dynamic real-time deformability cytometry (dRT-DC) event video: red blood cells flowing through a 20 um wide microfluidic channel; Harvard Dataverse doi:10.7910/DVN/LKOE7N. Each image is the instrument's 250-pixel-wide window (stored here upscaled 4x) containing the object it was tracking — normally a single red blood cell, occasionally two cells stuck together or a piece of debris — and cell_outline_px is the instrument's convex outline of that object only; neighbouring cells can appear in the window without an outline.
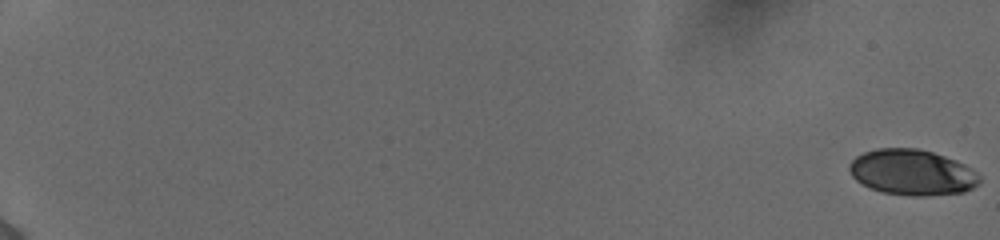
{"species": "human", "species_latin": "Homo sapiens", "temperature_condition": "cold", "stored_images_in_passage": 57, "camera_frame_rate_fps": 3000, "um_per_image_px": 0.085, "donor": {"sex": "female"}, "frame": {"image": 1, "passage_image": 1, "time_ms": 0.0, "image_size_px": [1000, 240], "cell_outline_px": [[980, 184], [964, 192], [928, 196], [908, 196], [880, 192], [868, 188], [856, 180], [852, 176], [848, 168], [848, 164], [856, 156], [864, 152], [876, 148], [916, 148], [932, 152], [956, 160], [964, 164], [976, 172], [980, 176]], "centroid_in_image_um": [77.51, 14.66], "position_along_channel_um": 7.5, "area_um2": 35.03}}
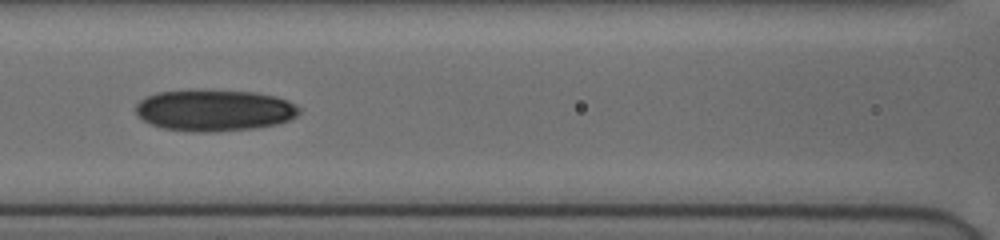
{"frame": {"image": 2, "passage_image": 30, "time_ms": 9.667, "image_size_px": [1000, 240], "cell_outline_px": [[300, 112], [296, 116], [288, 120], [276, 124], [256, 128], [212, 132], [192, 132], [164, 128], [152, 124], [136, 116], [136, 104], [140, 100], [156, 92], [188, 88], [200, 88], [256, 92], [276, 96], [288, 100], [300, 108]], "centroid_in_image_um": [18.19, 9.34], "position_along_channel_um": 148.4, "area_um2": 40.4}}
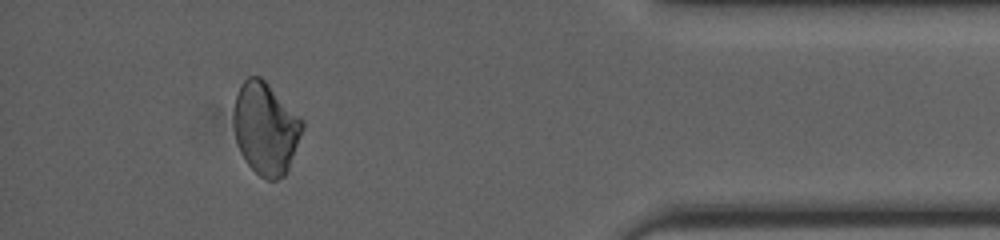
{"frame": {"image": 3, "passage_image": 53, "time_ms": 17.333, "image_size_px": [1000, 240], "cell_outline_px": [[304, 128], [288, 168], [284, 176], [276, 180], [268, 180], [260, 176], [244, 160], [240, 152], [236, 140], [232, 116], [232, 112], [236, 92], [240, 84], [248, 76], [260, 76], [304, 120]], "centroid_in_image_um": [22.55, 10.89], "position_along_channel_um": 412.6, "area_um2": 37.05}, "authors_computed_cell_mechanics": {"area_um2": 37.0498, "velocity_mm_per_s": 3.8956, "shape_relaxation_time_tau1_ms": 2.7694, "shape_relaxation_time_tau2_ms": null, "deformation_change_tau1": 0.1001, "deformation_change_tau2": null}}